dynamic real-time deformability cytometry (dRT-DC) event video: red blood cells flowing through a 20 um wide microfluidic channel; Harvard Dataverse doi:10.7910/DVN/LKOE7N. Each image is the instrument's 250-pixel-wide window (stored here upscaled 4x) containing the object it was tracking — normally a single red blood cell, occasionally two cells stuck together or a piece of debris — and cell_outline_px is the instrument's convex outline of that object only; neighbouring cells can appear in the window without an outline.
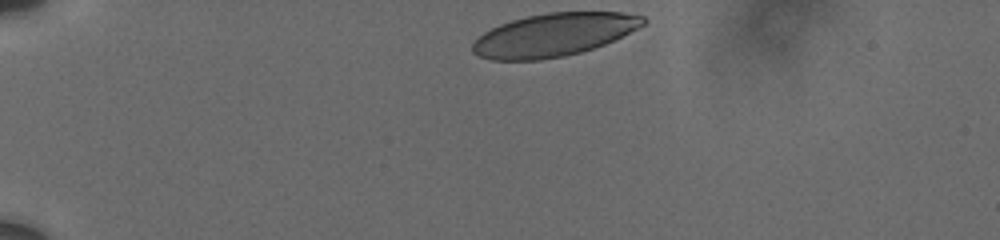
{"species": "human", "species_latin": "Homo sapiens", "temperature_condition": "cold", "stored_images_in_passage": 35, "camera_frame_rate_fps": 3000, "um_per_image_px": 0.085, "donor": {"sex": "male"}, "frame": {"image": 1, "passage_image": 1, "time_ms": 0.0, "image_size_px": [1000, 240], "cell_outline_px": [[648, 20], [644, 24], [604, 44], [580, 52], [564, 56], [540, 60], [492, 60], [480, 56], [472, 52], [472, 44], [484, 32], [500, 24], [512, 20], [528, 16], [548, 12], [620, 12], [644, 16]], "centroid_in_image_um": [47.05, 2.96], "position_along_channel_um": 38.0, "area_um2": 42.31}}
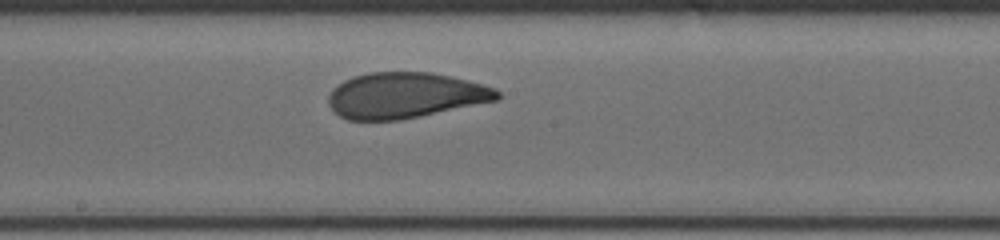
{"frame": {"image": 2, "passage_image": 20, "time_ms": 6.667, "image_size_px": [1000, 240], "cell_outline_px": [[500, 96], [496, 100], [420, 116], [400, 120], [348, 120], [340, 116], [328, 104], [328, 96], [332, 88], [344, 80], [352, 76], [368, 72], [432, 72], [468, 80], [496, 88], [500, 92]], "centroid_in_image_um": [34.41, 8.1], "position_along_channel_um": 213.8, "area_um2": 44.97}}
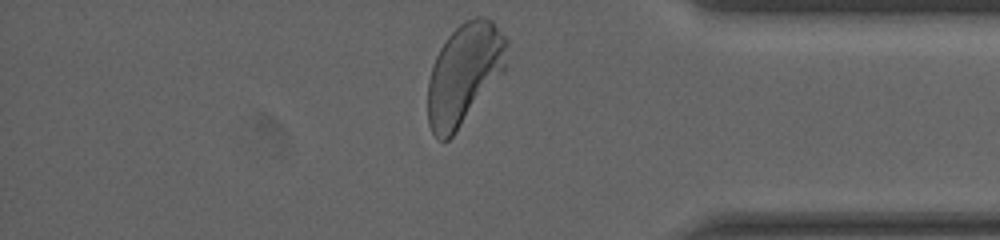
{"frame": {"image": 3, "passage_image": 35, "time_ms": 12.0, "image_size_px": [1000, 240], "cell_outline_px": [[508, 44], [504, 72], [452, 136], [448, 140], [440, 140], [432, 132], [428, 124], [428, 80], [432, 64], [440, 48], [448, 36], [464, 20], [476, 16], [484, 16], [492, 20], [508, 40]], "centroid_in_image_um": [39.46, 6.24], "position_along_channel_um": 395.7, "area_um2": 46.41}, "authors_computed_cell_mechanics": {"area_um2": 45.4886, "velocity_mm_per_s": 3.6823, "shape_relaxation_time_tau1_ms": 3.8641, "shape_relaxation_time_tau2_ms": 0.952, "deformation_change_tau1": 0.1442, "deformation_change_tau2": 0.0643}}